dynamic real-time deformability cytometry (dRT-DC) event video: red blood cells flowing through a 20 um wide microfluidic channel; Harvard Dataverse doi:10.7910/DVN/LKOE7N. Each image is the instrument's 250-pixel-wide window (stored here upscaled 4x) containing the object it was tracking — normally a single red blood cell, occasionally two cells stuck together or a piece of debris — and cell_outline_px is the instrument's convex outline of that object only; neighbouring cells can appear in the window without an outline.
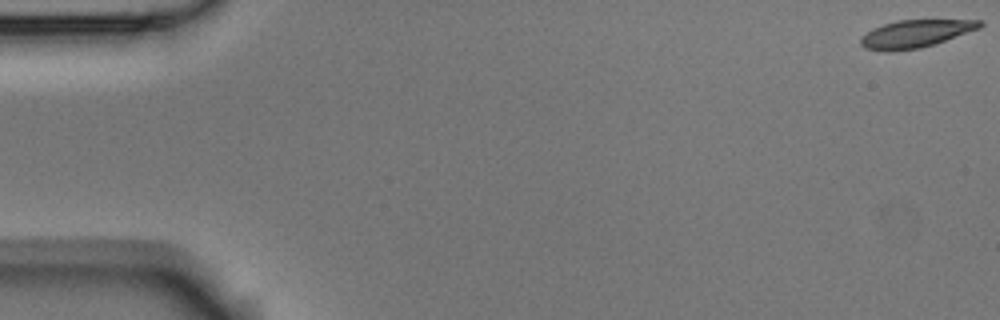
{"species": "Egyptian fruit bat (a non-hibernating species)", "species_latin": "Rousettus aegyptiacus", "temperature_condition": "room temperature", "stored_images_in_passage": 54, "camera_frame_rate_fps": 3000, "um_per_image_px": 0.085, "animal": {"sex": "male"}, "frame": {"image": 1, "passage_image": 1, "time_ms": 0.0, "image_size_px": [1000, 320], "cell_outline_px": [[984, 24], [980, 28], [920, 48], [892, 52], [884, 52], [864, 48], [860, 44], [860, 36], [872, 28], [884, 24], [900, 20], [984, 20]], "centroid_in_image_um": [77.76, 2.87], "position_along_channel_um": 7.2, "area_um2": 19.19}}
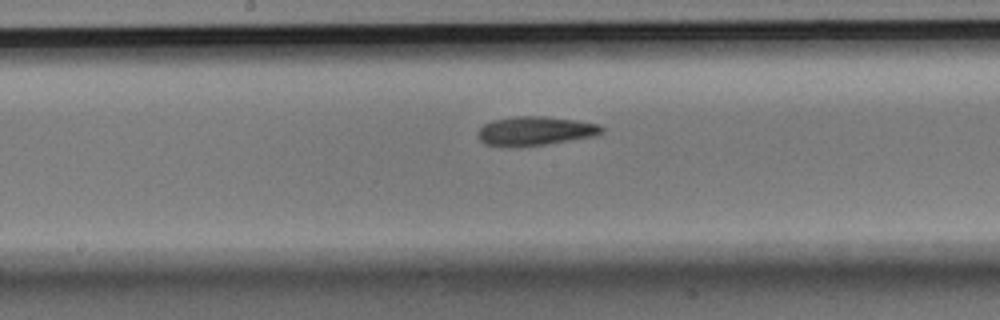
{"frame": {"image": 2, "passage_image": 28, "time_ms": 9.0, "image_size_px": [1000, 320], "cell_outline_px": [[604, 132], [592, 136], [544, 144], [484, 144], [476, 136], [476, 132], [484, 124], [492, 120], [512, 116], [544, 116], [576, 120], [596, 124], [604, 128]], "centroid_in_image_um": [45.47, 11.08], "position_along_channel_um": 202.7, "area_um2": 20.17}}
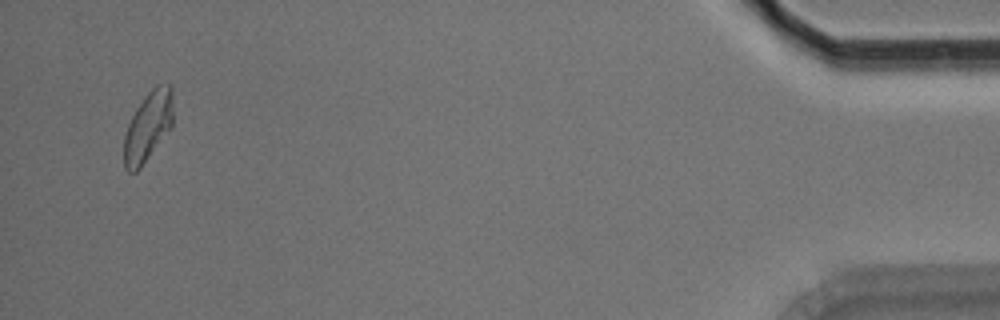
{"frame": {"image": 3, "passage_image": 52, "time_ms": 17.0, "image_size_px": [1000, 320], "cell_outline_px": [[172, 128], [140, 168], [136, 172], [128, 172], [124, 168], [124, 136], [128, 124], [136, 108], [148, 92], [156, 84], [172, 84]], "centroid_in_image_um": [12.59, 10.75], "position_along_channel_um": 422.6, "area_um2": 20.06}, "authors_computed_cell_mechanics": {"area_um2": 20.1722, "velocity_mm_per_s": 3.7668, "shape_relaxation_time_tau1_ms": 4.9904, "shape_relaxation_time_tau2_ms": 7.8026, "deformation_change_tau1": 0.1612, "deformation_change_tau2": 0.1237}}